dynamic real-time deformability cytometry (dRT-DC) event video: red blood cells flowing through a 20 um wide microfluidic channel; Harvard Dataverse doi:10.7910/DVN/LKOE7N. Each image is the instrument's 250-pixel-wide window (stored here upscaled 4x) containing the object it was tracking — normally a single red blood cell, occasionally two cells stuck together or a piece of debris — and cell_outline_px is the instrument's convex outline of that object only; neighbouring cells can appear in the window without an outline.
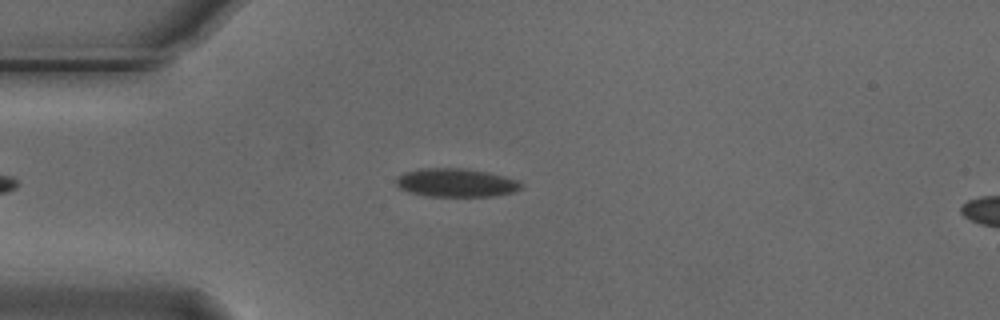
{"species": "Egyptian fruit bat (a non-hibernating species)", "species_latin": "Rousettus aegyptiacus", "temperature_condition": "cold", "stored_images_in_passage": 6, "camera_frame_rate_fps": 3000, "um_per_image_px": 0.085, "animal": {"sex": "male"}, "frame": {"image": 1, "passage_image": 3, "time_ms": 0.667, "image_size_px": [1000, 320], "cell_outline_px": [[524, 184], [520, 188], [512, 192], [492, 196], [424, 196], [408, 192], [400, 188], [396, 184], [396, 176], [404, 172], [420, 168], [468, 168], [488, 172], [504, 176], [516, 180]], "centroid_in_image_um": [38.72, 15.52], "position_along_channel_um": 46.3, "area_um2": 20.87}}
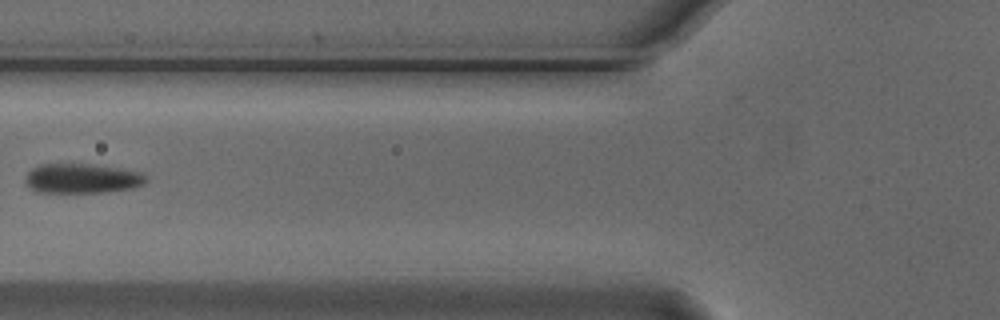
{"frame": {"image": 2, "passage_image": 5, "time_ms": 1.333, "image_size_px": [1000, 320], "cell_outline_px": [[148, 180], [144, 184], [132, 188], [104, 192], [36, 192], [28, 188], [24, 180], [24, 176], [32, 168], [40, 164], [88, 164], [144, 172], [148, 176]], "centroid_in_image_um": [6.96, 15.17], "position_along_channel_um": 118.8, "area_um2": 21.04}}
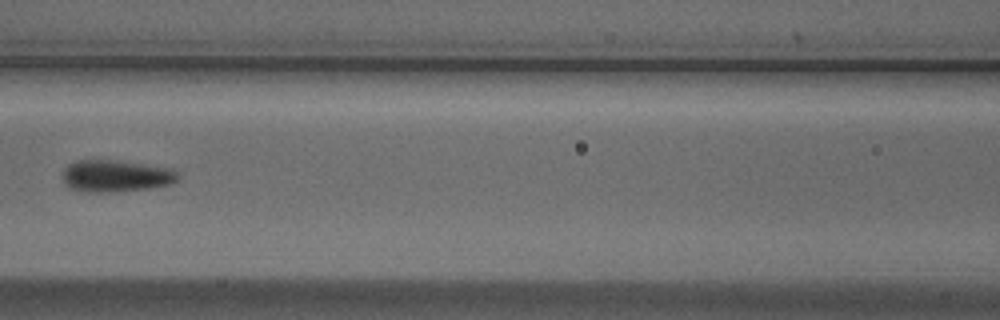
{"frame": {"image": 3, "passage_image": 6, "time_ms": 1.667, "image_size_px": [1000, 320], "cell_outline_px": [[180, 180], [168, 184], [148, 188], [108, 192], [84, 192], [68, 188], [64, 184], [60, 176], [64, 168], [68, 164], [76, 160], [116, 160], [172, 168], [180, 172]], "centroid_in_image_um": [9.81, 14.95], "position_along_channel_um": 156.8, "area_um2": 21.85}}